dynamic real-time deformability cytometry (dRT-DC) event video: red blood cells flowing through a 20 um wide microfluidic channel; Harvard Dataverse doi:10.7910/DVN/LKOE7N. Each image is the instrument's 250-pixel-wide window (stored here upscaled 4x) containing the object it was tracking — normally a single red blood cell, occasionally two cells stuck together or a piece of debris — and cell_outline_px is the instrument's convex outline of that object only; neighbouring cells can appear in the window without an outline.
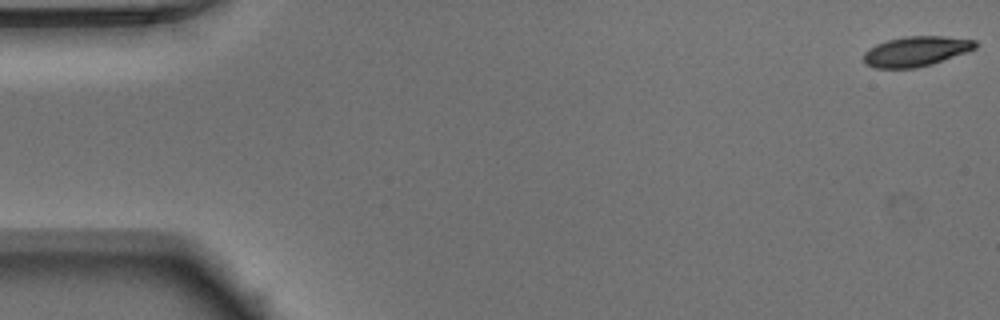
{"species": "Egyptian fruit bat (a non-hibernating species)", "species_latin": "Rousettus aegyptiacus", "temperature_condition": "warm", "stored_images_in_passage": 51, "camera_frame_rate_fps": 3000, "um_per_image_px": 0.085, "animal": {"sex": "male"}, "frame": {"image": 1, "passage_image": 1, "time_ms": 0.0, "image_size_px": [1000, 320], "cell_outline_px": [[980, 44], [976, 48], [968, 52], [932, 64], [916, 68], [872, 68], [864, 64], [864, 52], [868, 48], [876, 44], [888, 40], [904, 36], [944, 36], [976, 40]], "centroid_in_image_um": [77.88, 4.36], "position_along_channel_um": 7.1, "area_um2": 19.83}}
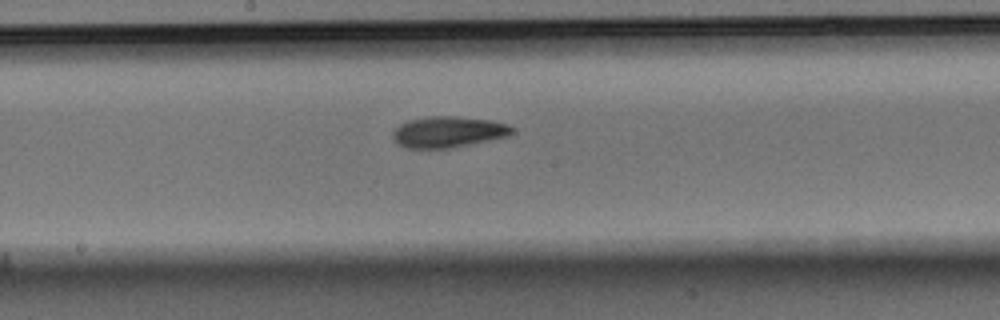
{"frame": {"image": 2, "passage_image": 27, "time_ms": 8.667, "image_size_px": [1000, 320], "cell_outline_px": [[512, 132], [504, 136], [488, 140], [448, 148], [404, 148], [396, 144], [392, 136], [392, 132], [400, 124], [408, 120], [428, 116], [456, 116], [492, 120], [508, 124], [512, 128]], "centroid_in_image_um": [38.02, 11.2], "position_along_channel_um": 210.2, "area_um2": 21.44}}
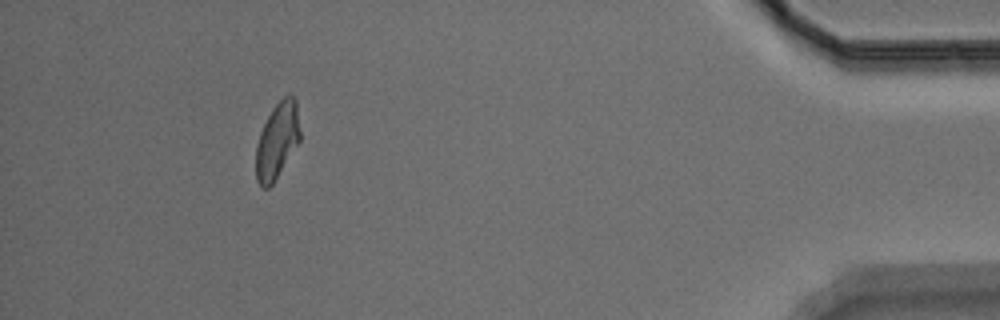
{"frame": {"image": 3, "passage_image": 47, "time_ms": 15.333, "image_size_px": [1000, 320], "cell_outline_px": [[300, 140], [272, 184], [268, 188], [264, 188], [256, 180], [256, 144], [260, 132], [272, 108], [284, 96], [292, 96], [296, 100], [300, 132]], "centroid_in_image_um": [23.55, 11.95], "position_along_channel_um": 411.7, "area_um2": 19.25}, "authors_computed_cell_mechanics": {"area_um2": 20.4612, "velocity_mm_per_s": 3.9421, "shape_relaxation_time_tau1_ms": 3.0776, "shape_relaxation_time_tau2_ms": 3.1195, "deformation_change_tau1": 0.1449, "deformation_change_tau2": 0.0901}}